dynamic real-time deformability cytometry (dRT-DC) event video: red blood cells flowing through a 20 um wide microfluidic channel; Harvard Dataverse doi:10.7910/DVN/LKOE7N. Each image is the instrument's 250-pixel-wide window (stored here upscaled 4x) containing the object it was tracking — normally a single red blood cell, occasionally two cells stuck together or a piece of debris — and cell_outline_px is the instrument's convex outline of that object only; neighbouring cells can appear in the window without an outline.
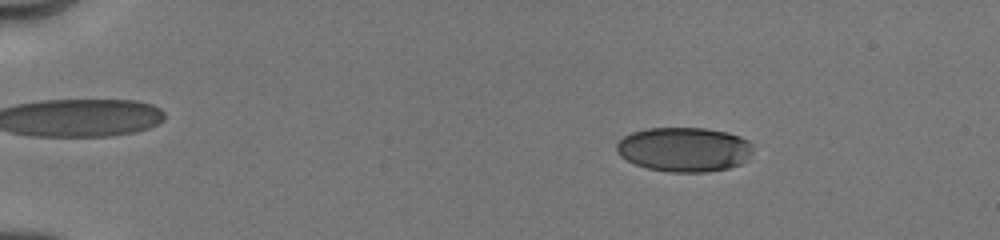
{"species": "human", "species_latin": "Homo sapiens", "temperature_condition": "cold", "stored_images_in_passage": 68, "camera_frame_rate_fps": 3000, "um_per_image_px": 0.085, "donor": {"sex": "male"}, "frame": {"image": 1, "passage_image": 12, "time_ms": 2.333, "image_size_px": [1000, 240], "cell_outline_px": [[752, 152], [740, 164], [728, 168], [708, 172], [668, 172], [648, 168], [636, 164], [620, 156], [616, 152], [616, 144], [624, 136], [632, 132], [648, 128], [704, 128], [728, 132], [740, 136], [748, 140], [752, 144]], "centroid_in_image_um": [58.15, 12.7], "position_along_channel_um": 26.8, "area_um2": 35.37}}
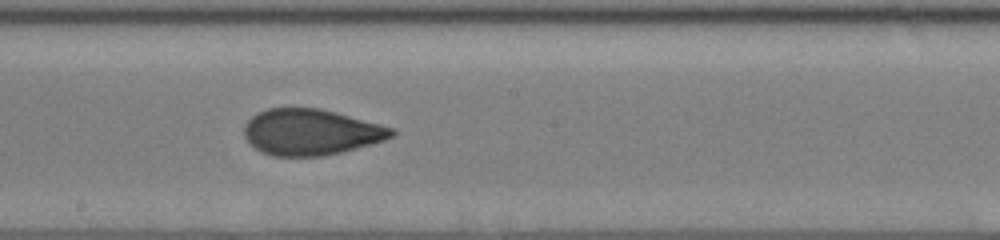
{"frame": {"image": 2, "passage_image": 44, "time_ms": 9.667, "image_size_px": [1000, 240], "cell_outline_px": [[396, 132], [392, 136], [384, 140], [340, 152], [320, 156], [272, 156], [260, 152], [248, 144], [244, 136], [244, 124], [256, 112], [268, 108], [320, 108], [336, 112], [396, 128]], "centroid_in_image_um": [26.38, 11.22], "position_along_channel_um": 221.8, "area_um2": 39.77}}
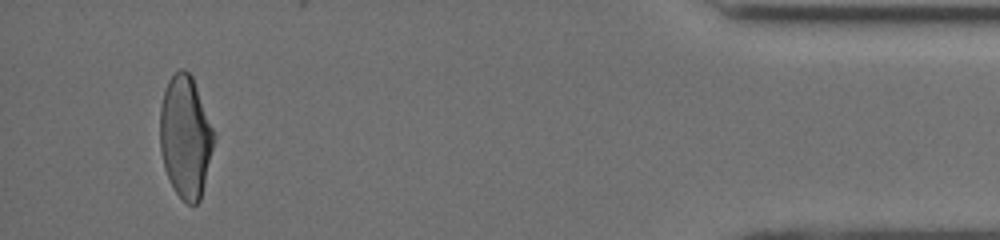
{"frame": {"image": 3, "passage_image": 64, "time_ms": 16.0, "image_size_px": [1000, 240], "cell_outline_px": [[216, 136], [200, 200], [196, 204], [188, 204], [176, 192], [164, 168], [160, 152], [160, 108], [164, 88], [168, 80], [180, 68], [184, 68], [192, 76]], "centroid_in_image_um": [15.75, 11.61], "position_along_channel_um": 419.4, "area_um2": 38.26}, "authors_computed_cell_mechanics": {"area_um2": 38.726, "velocity_mm_per_s": 4.0317, "shape_relaxation_time_tau1_ms": 4.6753, "shape_relaxation_time_tau2_ms": 1.1513, "deformation_change_tau1": 0.1632, "deformation_change_tau2": 0.0663}}